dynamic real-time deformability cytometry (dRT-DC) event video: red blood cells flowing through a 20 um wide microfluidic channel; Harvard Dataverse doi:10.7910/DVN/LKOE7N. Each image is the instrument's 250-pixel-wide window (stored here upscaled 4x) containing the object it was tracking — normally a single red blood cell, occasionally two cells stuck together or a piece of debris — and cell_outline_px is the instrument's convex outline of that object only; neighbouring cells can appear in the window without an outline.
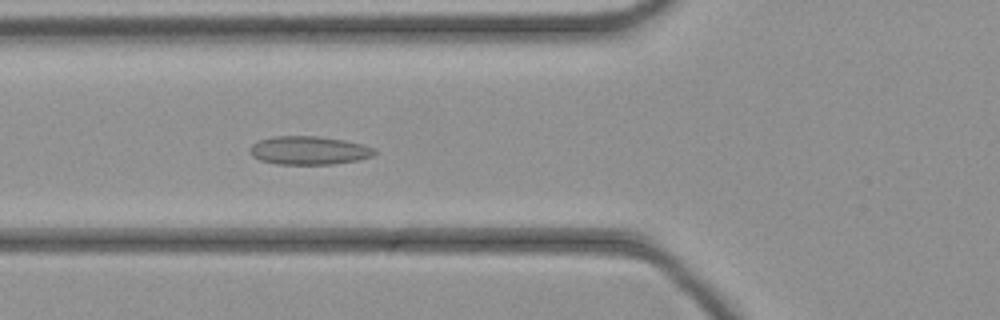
{"species": "common noctule bat (a hibernating species)", "species_latin": "Nyctalus noctula", "temperature_condition": "cold", "stored_images_in_passage": 45, "camera_frame_rate_fps": 3000, "um_per_image_px": 0.085, "animal": {"sex": "female", "body_mass_g": 21.9}, "frame": {"image": 1, "passage_image": 17, "time_ms": 5.333, "image_size_px": [1000, 320], "cell_outline_px": [[376, 152], [372, 156], [356, 160], [332, 164], [276, 164], [260, 160], [252, 156], [248, 152], [248, 148], [252, 144], [260, 140], [272, 136], [316, 136], [344, 140], [364, 144], [376, 148]], "centroid_in_image_um": [26.23, 12.78], "position_along_channel_um": 99.6, "area_um2": 20.75}}
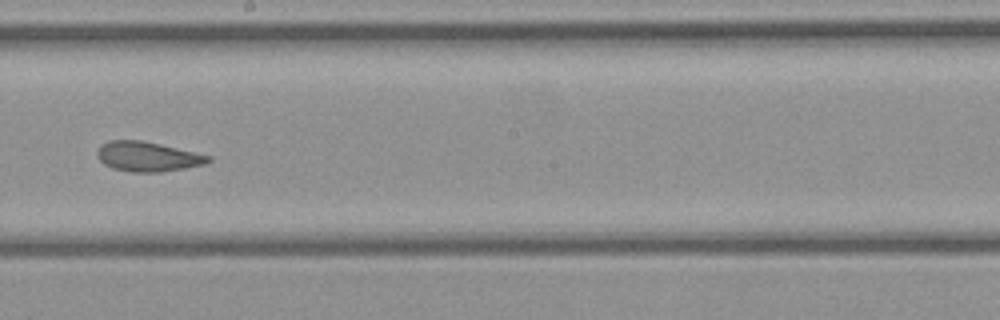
{"frame": {"image": 2, "passage_image": 26, "time_ms": 8.333, "image_size_px": [1000, 320], "cell_outline_px": [[212, 160], [204, 164], [184, 168], [160, 172], [132, 172], [112, 168], [104, 164], [96, 156], [96, 152], [108, 140], [140, 140], [160, 144], [212, 156]], "centroid_in_image_um": [12.55, 13.31], "position_along_channel_um": 235.7, "area_um2": 19.13}}
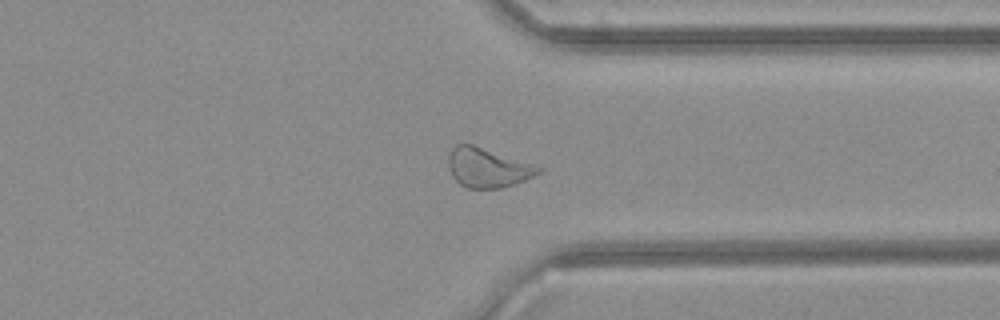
{"frame": {"image": 3, "passage_image": 35, "time_ms": 11.333, "image_size_px": [1000, 320], "cell_outline_px": [[544, 168], [540, 172], [516, 184], [500, 188], [468, 188], [460, 184], [452, 176], [448, 168], [448, 152], [456, 144], [472, 144]], "centroid_in_image_um": [41.4, 14.25], "position_along_channel_um": 370.0, "area_um2": 20.52}}